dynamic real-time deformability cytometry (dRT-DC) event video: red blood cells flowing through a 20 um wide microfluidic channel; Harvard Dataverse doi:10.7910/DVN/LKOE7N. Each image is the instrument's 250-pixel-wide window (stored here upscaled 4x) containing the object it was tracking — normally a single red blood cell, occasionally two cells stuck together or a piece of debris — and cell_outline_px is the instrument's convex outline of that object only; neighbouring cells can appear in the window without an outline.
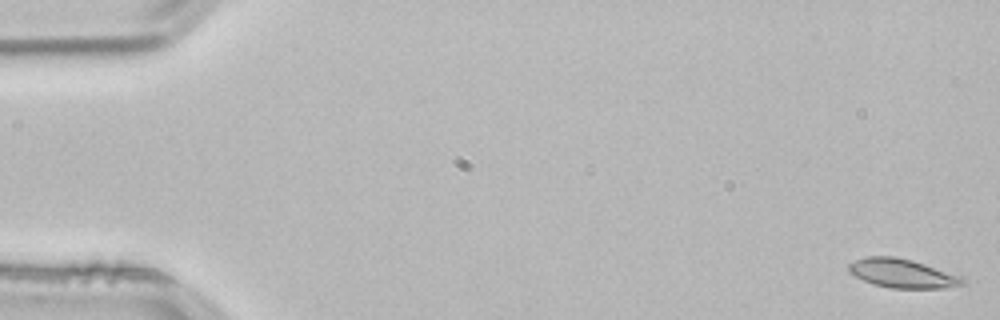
{"species": "common noctule bat (a hibernating species)", "species_latin": "Nyctalus noctula", "temperature_condition": "room temperature", "stored_images_in_passage": 53, "camera_frame_rate_fps": 3000, "um_per_image_px": 0.085, "animal": {"sex": "male", "body_mass_g": 21.5, "forearm_length_mm": 52.0}, "frame": {"image": 1, "passage_image": 1, "time_ms": 0.0, "image_size_px": [1000, 320], "cell_outline_px": [[964, 284], [944, 288], [892, 288], [872, 284], [848, 272], [848, 264], [856, 260], [868, 256], [892, 256], [912, 260], [964, 276]], "centroid_in_image_um": [76.72, 23.23], "position_along_channel_um": 8.3, "area_um2": 19.19}}
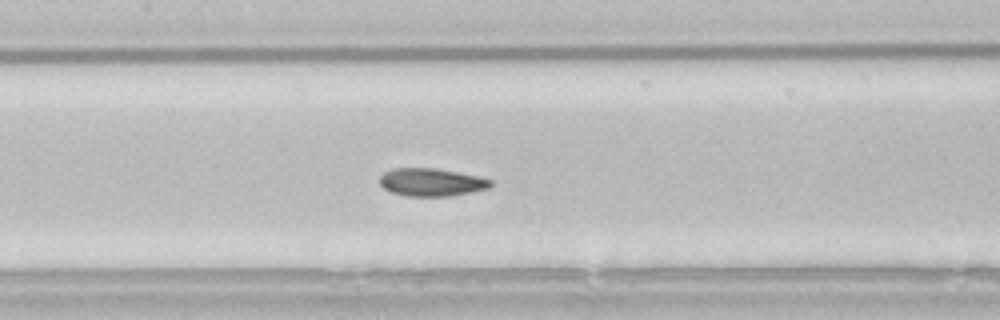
{"frame": {"image": 2, "passage_image": 25, "time_ms": 8.0, "image_size_px": [1000, 320], "cell_outline_px": [[492, 184], [488, 188], [472, 192], [448, 196], [404, 196], [392, 192], [384, 188], [380, 184], [380, 176], [384, 172], [392, 168], [436, 168], [480, 176], [492, 180]], "centroid_in_image_um": [36.67, 15.48], "position_along_channel_um": 170.7, "area_um2": 18.09}}
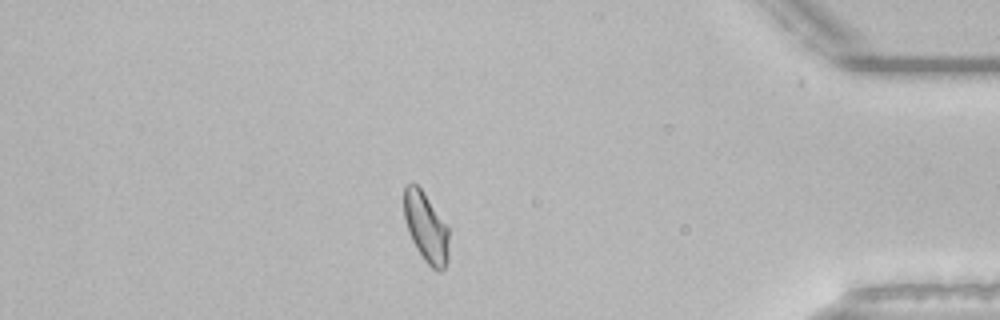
{"frame": {"image": 3, "passage_image": 46, "time_ms": 15.0, "image_size_px": [1000, 320], "cell_outline_px": [[448, 260], [444, 268], [440, 272], [436, 272], [424, 260], [416, 248], [412, 240], [404, 216], [404, 184], [416, 184], [420, 188], [448, 228]], "centroid_in_image_um": [36.21, 19.37], "position_along_channel_um": 399.0, "area_um2": 17.86}, "authors_computed_cell_mechanics": {"area_um2": 18.207, "velocity_mm_per_s": 3.81, "shape_relaxation_time_tau1_ms": null, "shape_relaxation_time_tau2_ms": 2.0971, "deformation_change_tau1": null, "deformation_change_tau2": 0.0528}}